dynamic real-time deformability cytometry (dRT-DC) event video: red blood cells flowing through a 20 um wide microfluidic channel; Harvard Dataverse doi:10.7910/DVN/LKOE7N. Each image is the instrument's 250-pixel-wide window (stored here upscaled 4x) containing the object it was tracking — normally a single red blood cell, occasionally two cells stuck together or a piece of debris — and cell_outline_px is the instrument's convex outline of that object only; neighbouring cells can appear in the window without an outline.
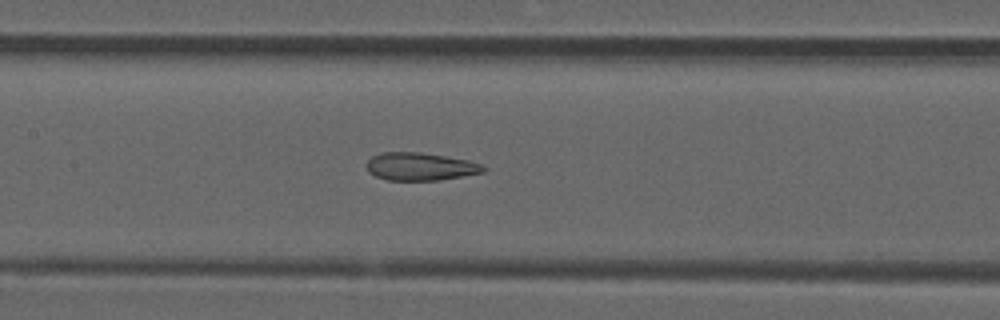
{"species": "common noctule bat (a hibernating species)", "species_latin": "Nyctalus noctula", "temperature_condition": "room temperature", "stored_images_in_passage": 44, "camera_frame_rate_fps": 3000, "um_per_image_px": 0.085, "animal": {"sex": "male", "forearm_length_mm": 52.5}, "frame": {"image": 1, "passage_image": 16, "time_ms": 5.0, "image_size_px": [1000, 320], "cell_outline_px": [[488, 168], [484, 172], [440, 180], [388, 180], [376, 176], [368, 172], [368, 160], [372, 156], [380, 152], [420, 152], [468, 160], [480, 164]], "centroid_in_image_um": [35.73, 14.15], "position_along_channel_um": 171.7, "area_um2": 18.84}}
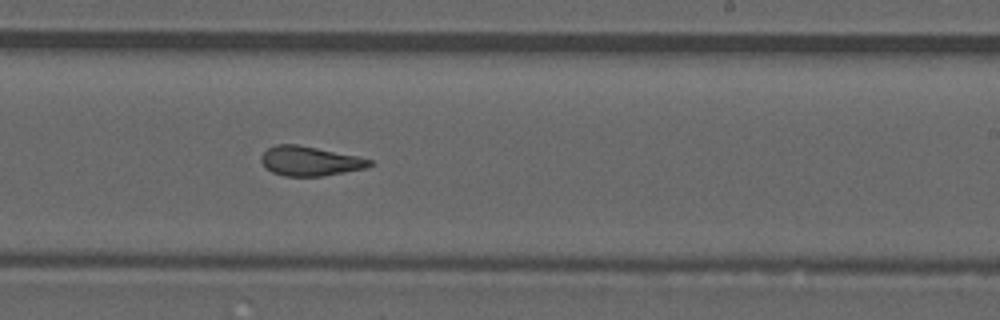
{"frame": {"image": 2, "passage_image": 23, "time_ms": 7.333, "image_size_px": [1000, 320], "cell_outline_px": [[372, 164], [368, 168], [324, 176], [284, 176], [272, 172], [264, 168], [260, 160], [260, 156], [268, 148], [276, 144], [296, 144], [360, 156], [372, 160]], "centroid_in_image_um": [26.34, 13.69], "position_along_channel_um": 262.7, "area_um2": 18.9}}
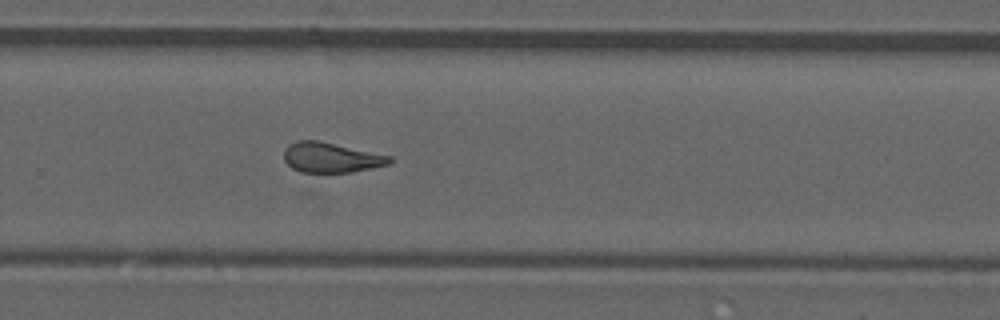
{"frame": {"image": 3, "passage_image": 26, "time_ms": 8.333, "image_size_px": [1000, 320], "cell_outline_px": [[392, 164], [352, 172], [300, 172], [292, 168], [284, 160], [284, 148], [288, 144], [296, 140], [316, 140], [392, 156]], "centroid_in_image_um": [28.13, 13.39], "position_along_channel_um": 301.7, "area_um2": 18.55}}